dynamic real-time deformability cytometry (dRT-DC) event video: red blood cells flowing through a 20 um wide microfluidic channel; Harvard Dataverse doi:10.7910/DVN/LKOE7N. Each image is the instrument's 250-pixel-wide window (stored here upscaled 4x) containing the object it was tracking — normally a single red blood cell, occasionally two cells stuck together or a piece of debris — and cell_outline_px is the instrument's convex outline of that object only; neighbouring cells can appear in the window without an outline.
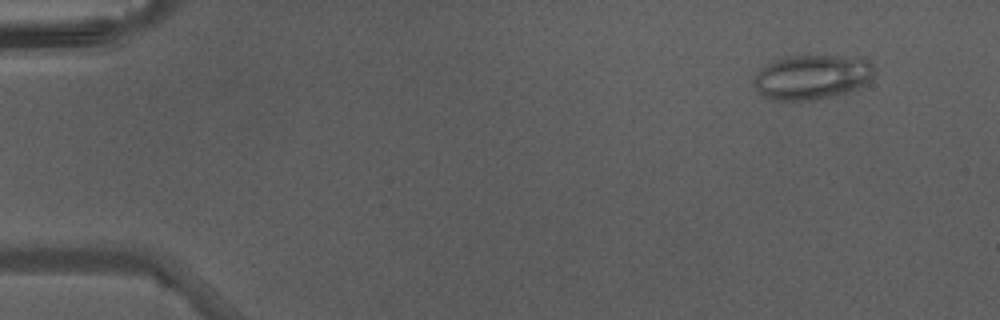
{"species": "Egyptian fruit bat (a non-hibernating species)", "species_latin": "Rousettus aegyptiacus", "temperature_condition": "warm", "stored_images_in_passage": 46, "camera_frame_rate_fps": 3000, "um_per_image_px": 0.085, "animal": {"sex": "male"}, "frame": {"image": 1, "passage_image": 5, "time_ms": 1.333, "image_size_px": [1000, 320], "cell_outline_px": [[872, 80], [848, 92], [816, 100], [772, 100], [760, 96], [752, 84], [752, 80], [756, 72], [760, 68], [772, 60], [784, 56], [868, 56], [872, 64]], "centroid_in_image_um": [68.98, 6.54], "position_along_channel_um": 16.0, "area_um2": 32.08}}
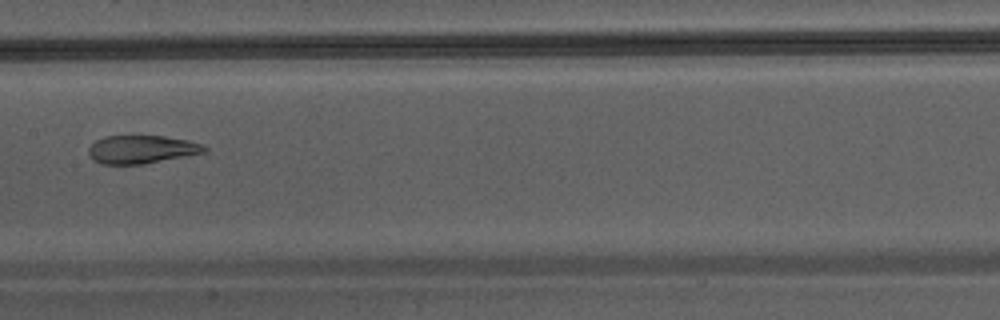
{"frame": {"image": 2, "passage_image": 25, "time_ms": 8.0, "image_size_px": [1000, 320], "cell_outline_px": [[208, 148], [204, 152], [184, 156], [140, 164], [104, 164], [92, 160], [88, 152], [88, 148], [96, 140], [104, 136], [164, 136], [188, 140], [204, 144]], "centroid_in_image_um": [12.01, 12.69], "position_along_channel_um": 195.4, "area_um2": 18.84}}
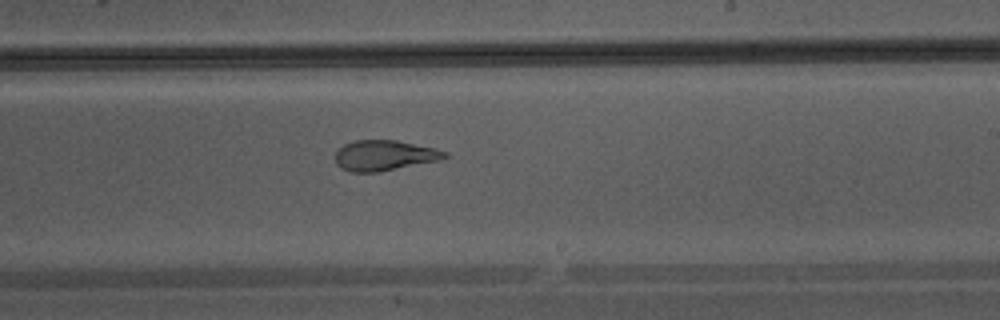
{"frame": {"image": 3, "passage_image": 29, "time_ms": 9.333, "image_size_px": [1000, 320], "cell_outline_px": [[448, 156], [436, 160], [376, 172], [348, 172], [340, 168], [336, 164], [336, 152], [344, 144], [356, 140], [396, 140], [436, 148], [448, 152]], "centroid_in_image_um": [32.63, 13.2], "position_along_channel_um": 256.4, "area_um2": 19.13}}